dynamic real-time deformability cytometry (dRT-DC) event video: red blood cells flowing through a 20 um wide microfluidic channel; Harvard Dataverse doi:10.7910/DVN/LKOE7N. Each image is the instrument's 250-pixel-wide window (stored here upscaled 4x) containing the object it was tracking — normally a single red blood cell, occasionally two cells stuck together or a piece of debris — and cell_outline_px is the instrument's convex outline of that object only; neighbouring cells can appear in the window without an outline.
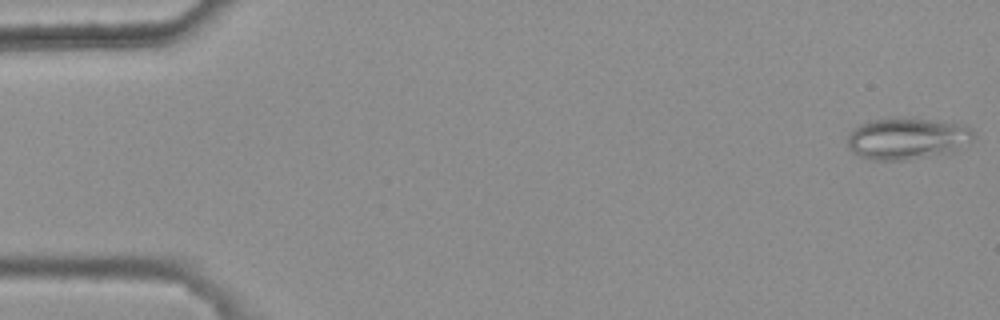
{"species": "common noctule bat (a hibernating species)", "species_latin": "Nyctalus noctula", "temperature_condition": "warm", "stored_images_in_passage": 5, "camera_frame_rate_fps": 3000, "um_per_image_px": 0.085, "animal": {"sex": "female", "body_mass_g": 25.1}, "frame": {"image": 1, "passage_image": 1, "time_ms": 0.0, "image_size_px": [1000, 320], "cell_outline_px": [[976, 136], [972, 140], [952, 152], [908, 160], [872, 160], [860, 156], [852, 152], [848, 148], [848, 132], [860, 124], [872, 120], [892, 116], [960, 120], [968, 124], [976, 132]], "centroid_in_image_um": [77.2, 11.71], "position_along_channel_um": 7.8, "area_um2": 32.08}}